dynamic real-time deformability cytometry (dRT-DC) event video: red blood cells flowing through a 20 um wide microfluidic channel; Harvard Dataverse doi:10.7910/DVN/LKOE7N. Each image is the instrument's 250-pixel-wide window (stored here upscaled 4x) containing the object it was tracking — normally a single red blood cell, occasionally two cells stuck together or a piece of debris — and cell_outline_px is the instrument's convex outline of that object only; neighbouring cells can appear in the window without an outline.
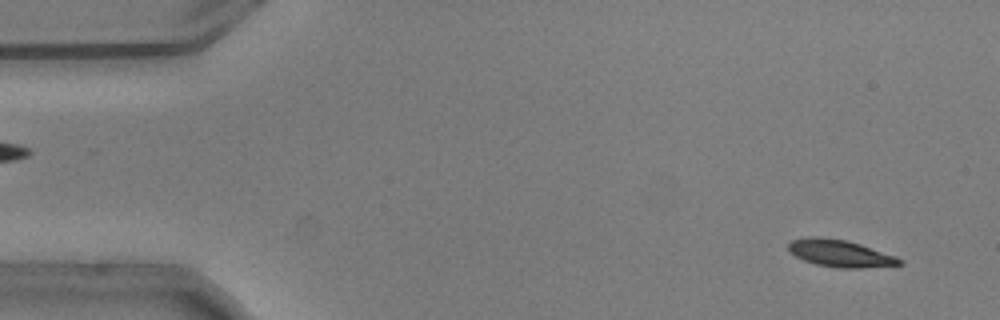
{"species": "common noctule bat (a hibernating species)", "species_latin": "Nyctalus noctula", "temperature_condition": "warm", "stored_images_in_passage": 54, "camera_frame_rate_fps": 3000, "um_per_image_px": 0.085, "animal": {"sex": "male", "body_mass_g": 20.5, "forearm_length_mm": 52.5}, "frame": {"image": 1, "passage_image": 3, "time_ms": 0.667, "image_size_px": [1000, 320], "cell_outline_px": [[904, 264], [860, 268], [840, 268], [816, 264], [804, 260], [796, 256], [788, 248], [788, 244], [792, 240], [808, 236], [820, 236], [844, 240], [860, 244], [896, 256], [904, 260]], "centroid_in_image_um": [71.43, 21.53], "position_along_channel_um": 13.6, "area_um2": 17.46}}
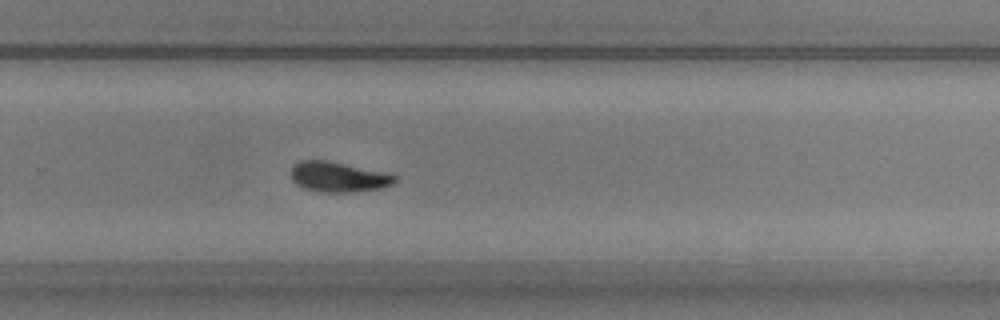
{"frame": {"image": 2, "passage_image": 35, "time_ms": 11.333, "image_size_px": [1000, 320], "cell_outline_px": [[396, 180], [392, 184], [380, 188], [352, 192], [320, 192], [304, 188], [296, 184], [292, 180], [292, 164], [300, 160], [324, 160], [392, 172], [396, 176]], "centroid_in_image_um": [28.79, 15.02], "position_along_channel_um": 301.0, "area_um2": 18.5}}
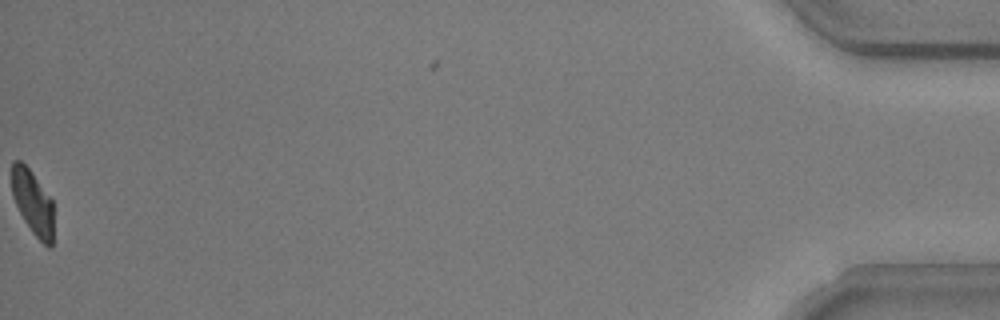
{"frame": {"image": 3, "passage_image": 54, "time_ms": 17.667, "image_size_px": [1000, 320], "cell_outline_px": [[52, 248], [48, 248], [32, 232], [24, 220], [12, 196], [12, 160], [20, 160], [32, 172], [52, 200]], "centroid_in_image_um": [2.77, 17.2], "position_along_channel_um": 432.4, "area_um2": 15.49}, "authors_computed_cell_mechanics": {"area_um2": 18.1492, "velocity_mm_per_s": 3.7238, "shape_relaxation_time_tau1_ms": 2.9216, "shape_relaxation_time_tau2_ms": null, "deformation_change_tau1": 0.1427, "deformation_change_tau2": null}}